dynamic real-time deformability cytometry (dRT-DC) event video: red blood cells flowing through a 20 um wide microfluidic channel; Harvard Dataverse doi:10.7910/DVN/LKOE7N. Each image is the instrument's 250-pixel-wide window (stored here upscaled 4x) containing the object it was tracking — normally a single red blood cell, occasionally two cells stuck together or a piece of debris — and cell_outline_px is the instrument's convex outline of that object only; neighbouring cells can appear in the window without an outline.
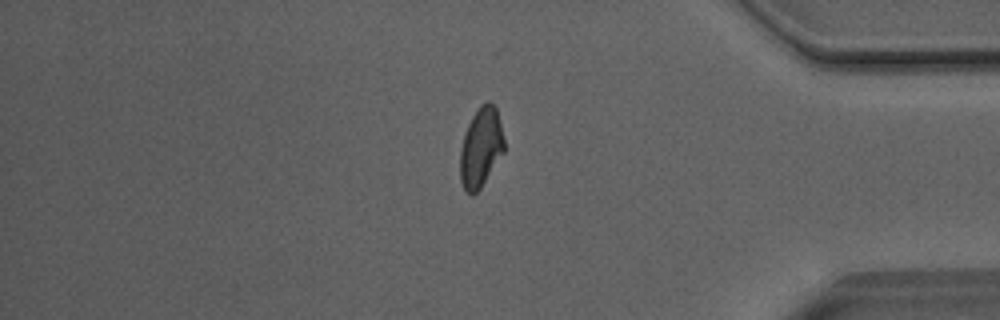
{"species": "Egyptian fruit bat (a non-hibernating species)", "species_latin": "Rousettus aegyptiacus", "temperature_condition": "room temperature", "stored_images_in_passage": 31, "camera_frame_rate_fps": 3000, "um_per_image_px": 0.085, "animal": {"sex": "male"}, "frame": {"image": 1, "passage_image": 27, "time_ms": 8.667, "image_size_px": [1000, 320], "cell_outline_px": [[504, 152], [480, 188], [472, 196], [464, 188], [460, 180], [460, 148], [468, 124], [472, 116], [480, 104], [488, 100], [496, 108], [504, 140]], "centroid_in_image_um": [40.86, 12.52], "position_along_channel_um": 394.3, "area_um2": 20.23}, "authors_computed_cell_mechanics": {"area_um2": 20.4034, "velocity_mm_per_s": 4.0513, "shape_relaxation_time_tau1_ms": 6.4702, "shape_relaxation_time_tau2_ms": 2.2203, "deformation_change_tau1": 0.1647, "deformation_change_tau2": 0.0751}}